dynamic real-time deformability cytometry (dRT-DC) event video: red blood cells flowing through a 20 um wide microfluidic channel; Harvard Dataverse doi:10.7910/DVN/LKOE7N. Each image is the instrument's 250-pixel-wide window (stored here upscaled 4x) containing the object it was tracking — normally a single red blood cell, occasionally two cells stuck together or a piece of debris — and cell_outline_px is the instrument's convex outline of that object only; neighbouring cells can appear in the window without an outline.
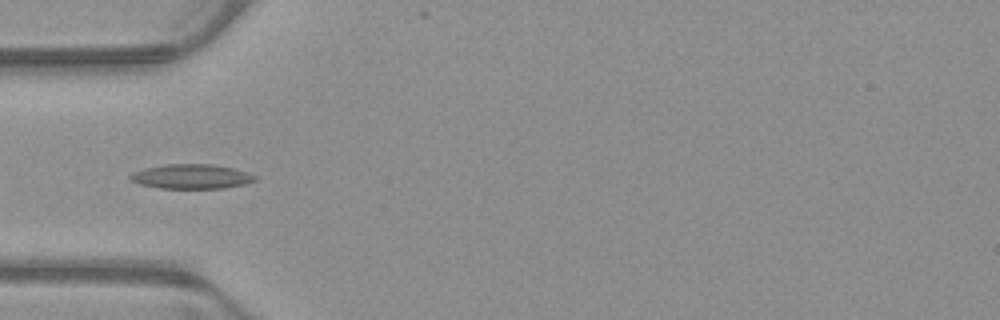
{"species": "common noctule bat (a hibernating species)", "species_latin": "Nyctalus noctula", "temperature_condition": "warm", "stored_images_in_passage": 15, "camera_frame_rate_fps": 3000, "um_per_image_px": 0.085, "animal": {"sex": "male", "body_mass_g": 23.1, "forearm_length_mm": 52.7}, "frame": {"image": 1, "passage_image": 5, "time_ms": 1.333, "image_size_px": [1000, 320], "cell_outline_px": [[256, 180], [244, 184], [224, 188], [160, 188], [140, 184], [128, 180], [128, 176], [132, 172], [144, 168], [164, 164], [212, 164], [232, 168], [248, 172], [256, 176]], "centroid_in_image_um": [16.22, 15.0], "position_along_channel_um": 68.8, "area_um2": 17.92}}
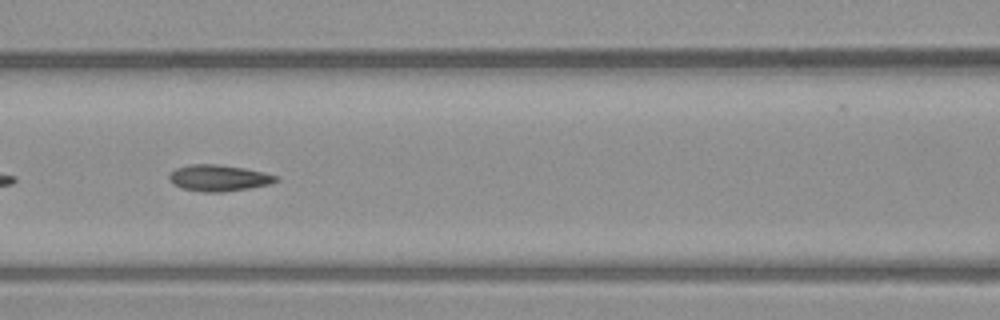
{"frame": {"image": 2, "passage_image": 11, "time_ms": 3.333, "image_size_px": [1000, 320], "cell_outline_px": [[280, 180], [272, 184], [224, 192], [204, 192], [180, 188], [172, 184], [168, 180], [168, 176], [176, 168], [192, 164], [216, 164], [244, 168], [264, 172], [280, 176]], "centroid_in_image_um": [18.62, 15.13], "position_along_channel_um": 148.0, "area_um2": 16.59}}